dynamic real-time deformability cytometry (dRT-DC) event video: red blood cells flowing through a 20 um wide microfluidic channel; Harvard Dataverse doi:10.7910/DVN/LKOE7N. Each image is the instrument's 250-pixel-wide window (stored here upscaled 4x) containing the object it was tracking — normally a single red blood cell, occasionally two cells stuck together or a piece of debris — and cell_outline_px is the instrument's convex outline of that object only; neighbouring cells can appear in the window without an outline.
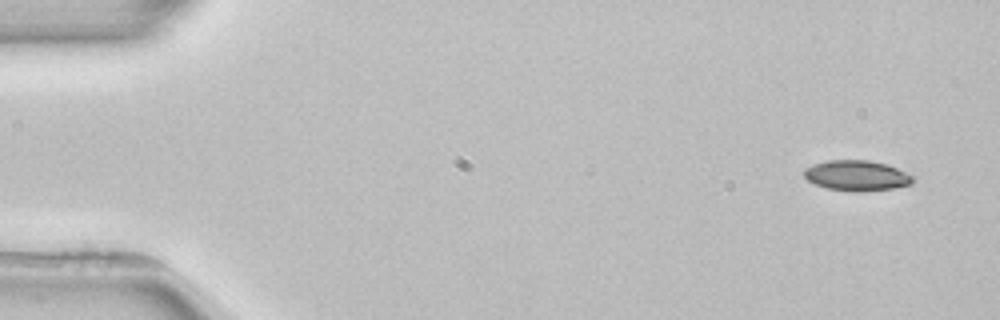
{"species": "common noctule bat (a hibernating species)", "species_latin": "Nyctalus noctula", "temperature_condition": "room temperature", "stored_images_in_passage": 3, "camera_frame_rate_fps": 3000, "um_per_image_px": 0.085, "animal": {"sex": "female", "body_mass_g": 22.7, "forearm_length_mm": 54.2}, "frame": {"image": 1, "passage_image": 1, "time_ms": 0.0, "image_size_px": [1000, 320], "cell_outline_px": [[916, 180], [912, 184], [892, 188], [856, 192], [828, 188], [816, 184], [808, 180], [804, 176], [804, 168], [812, 164], [828, 160], [868, 160], [888, 164], [916, 176]], "centroid_in_image_um": [72.87, 14.91], "position_along_channel_um": 12.1, "area_um2": 19.42}}